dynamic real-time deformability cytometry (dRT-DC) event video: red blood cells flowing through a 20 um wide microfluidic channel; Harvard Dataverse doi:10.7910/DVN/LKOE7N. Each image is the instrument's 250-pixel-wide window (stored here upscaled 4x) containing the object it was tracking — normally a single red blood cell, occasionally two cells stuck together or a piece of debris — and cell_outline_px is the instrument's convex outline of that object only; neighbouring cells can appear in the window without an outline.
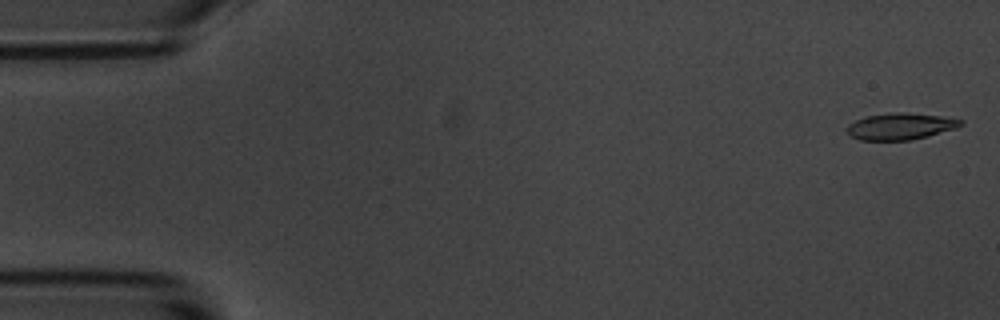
{"species": "common noctule bat (a hibernating species)", "species_latin": "Nyctalus noctula", "temperature_condition": "room temperature", "stored_images_in_passage": 50, "camera_frame_rate_fps": 3000, "um_per_image_px": 0.085, "animal": {"sex": "male", "body_mass_g": 20.1, "forearm_length_mm": 53.5}, "frame": {"image": 1, "passage_image": 2, "time_ms": 0.333, "image_size_px": [1000, 320], "cell_outline_px": [[964, 124], [956, 128], [928, 136], [912, 140], [860, 140], [848, 136], [844, 128], [848, 124], [856, 120], [868, 116], [888, 112], [904, 112], [940, 116], [964, 120]], "centroid_in_image_um": [76.5, 10.74], "position_along_channel_um": 8.5, "area_um2": 17.86}}
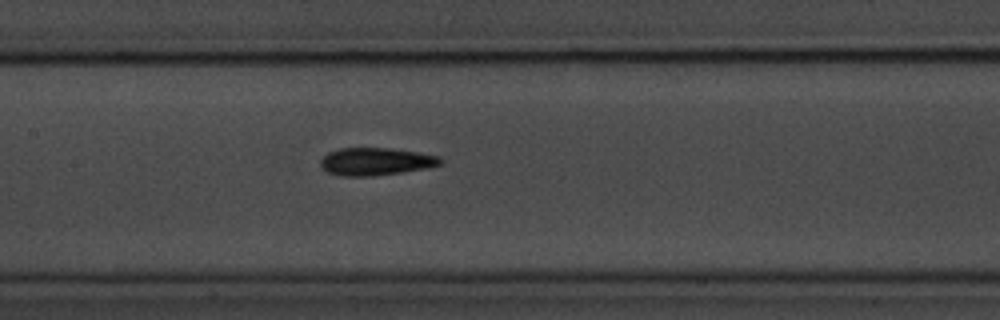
{"frame": {"image": 2, "passage_image": 27, "time_ms": 8.667, "image_size_px": [1000, 320], "cell_outline_px": [[444, 164], [428, 168], [372, 176], [340, 176], [328, 172], [320, 164], [320, 160], [328, 152], [340, 148], [392, 148], [440, 156], [444, 160]], "centroid_in_image_um": [31.98, 13.72], "position_along_channel_um": 175.4, "area_um2": 19.36}}
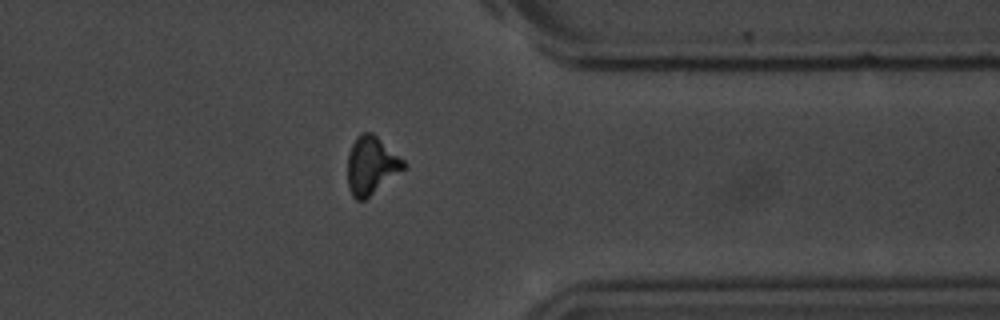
{"frame": {"image": 3, "passage_image": 45, "time_ms": 14.667, "image_size_px": [1000, 320], "cell_outline_px": [[408, 164], [404, 168], [364, 200], [356, 200], [352, 196], [348, 188], [348, 152], [356, 136], [360, 132], [372, 132], [404, 160]], "centroid_in_image_um": [31.53, 14.04], "position_along_channel_um": 379.9, "area_um2": 18.73}}